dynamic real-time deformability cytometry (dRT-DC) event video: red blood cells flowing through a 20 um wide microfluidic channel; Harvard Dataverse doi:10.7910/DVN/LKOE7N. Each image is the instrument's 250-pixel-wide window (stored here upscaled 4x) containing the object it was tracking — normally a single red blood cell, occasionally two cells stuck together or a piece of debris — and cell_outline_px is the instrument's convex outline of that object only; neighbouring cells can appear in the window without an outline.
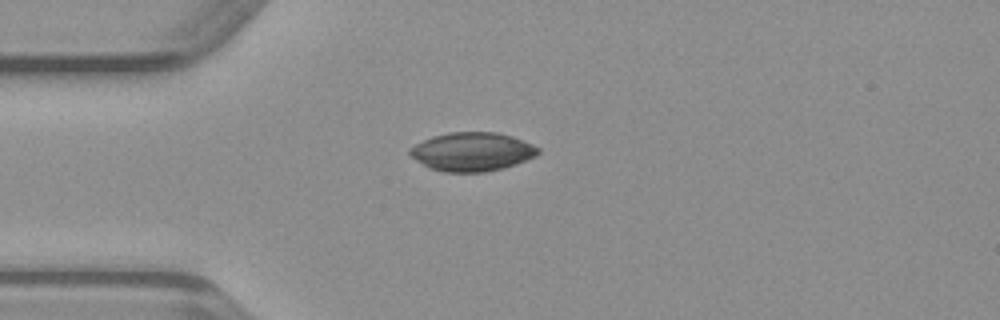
{"species": "common noctule bat (a hibernating species)", "species_latin": "Nyctalus noctula", "temperature_condition": "warm", "stored_images_in_passage": 37, "camera_frame_rate_fps": 3000, "um_per_image_px": 0.085, "animal": {"sex": "male", "body_mass_g": 23.1, "forearm_length_mm": 52.7}, "frame": {"image": 1, "passage_image": 1, "time_ms": 0.0, "image_size_px": [1000, 320], "cell_outline_px": [[540, 152], [536, 156], [516, 164], [504, 168], [484, 172], [444, 172], [432, 168], [416, 160], [408, 152], [408, 148], [432, 136], [448, 132], [496, 132], [512, 136], [524, 140], [540, 148]], "centroid_in_image_um": [40.16, 12.89], "position_along_channel_um": 44.8, "area_um2": 28.96}}
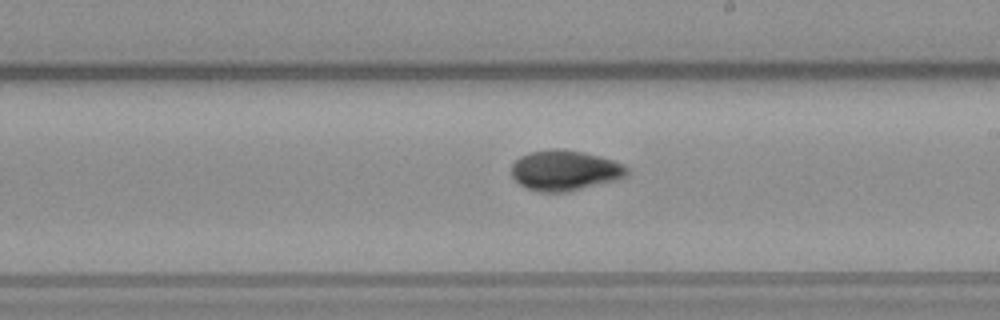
{"frame": {"image": 2, "passage_image": 16, "time_ms": 5.0, "image_size_px": [1000, 320], "cell_outline_px": [[628, 176], [620, 180], [568, 192], [540, 192], [528, 188], [520, 184], [512, 176], [512, 164], [520, 156], [532, 152], [552, 148], [564, 148], [584, 152], [600, 156], [624, 164], [628, 168]], "centroid_in_image_um": [48.07, 14.49], "position_along_channel_um": 240.9, "area_um2": 27.51}}
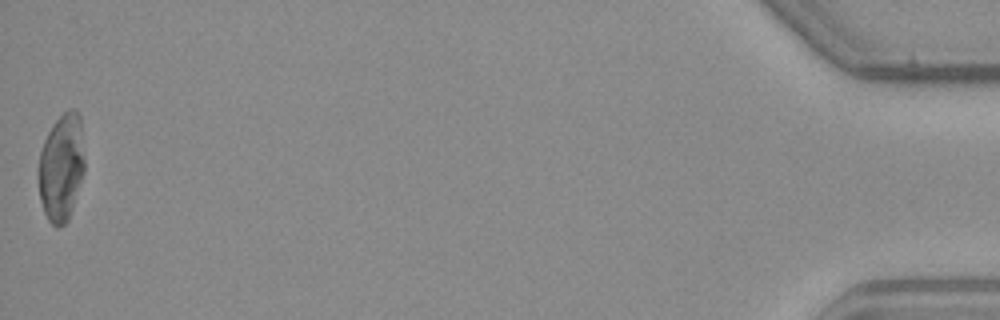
{"frame": {"image": 3, "passage_image": 37, "time_ms": 12.0, "image_size_px": [1000, 320], "cell_outline_px": [[84, 172], [68, 220], [64, 224], [52, 224], [48, 220], [44, 212], [40, 200], [40, 152], [44, 140], [52, 124], [68, 108], [76, 108], [80, 112], [84, 160]], "centroid_in_image_um": [5.24, 14.15], "position_along_channel_um": 430.0, "area_um2": 28.5}}